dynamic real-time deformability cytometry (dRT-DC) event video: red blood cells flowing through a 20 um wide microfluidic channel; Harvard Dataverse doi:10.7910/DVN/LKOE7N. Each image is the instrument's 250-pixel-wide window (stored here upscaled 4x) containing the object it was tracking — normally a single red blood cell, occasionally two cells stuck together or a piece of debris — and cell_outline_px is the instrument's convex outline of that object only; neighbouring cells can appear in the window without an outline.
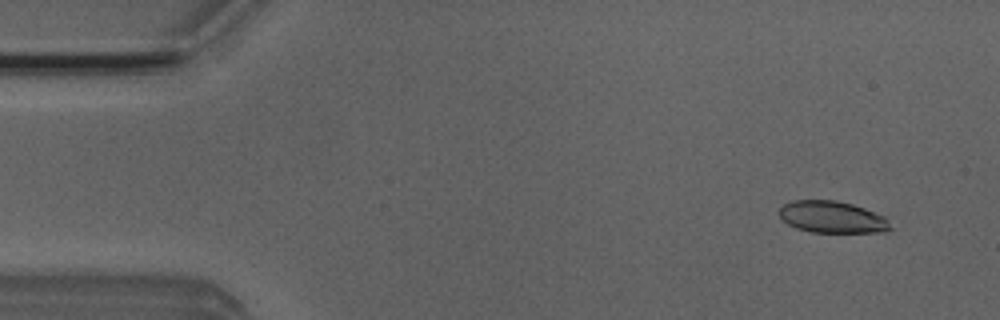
{"species": "Egyptian fruit bat (a non-hibernating species)", "species_latin": "Rousettus aegyptiacus", "temperature_condition": "room temperature", "stored_images_in_passage": 52, "camera_frame_rate_fps": 3000, "um_per_image_px": 0.085, "animal": {"sex": "male"}, "frame": {"image": 1, "passage_image": 4, "time_ms": 1.0, "image_size_px": [1000, 320], "cell_outline_px": [[892, 228], [884, 232], [812, 232], [796, 228], [780, 220], [780, 208], [784, 204], [796, 200], [836, 200], [852, 204], [864, 208], [884, 216], [888, 220]], "centroid_in_image_um": [70.73, 18.45], "position_along_channel_um": 14.3, "area_um2": 20.58}}
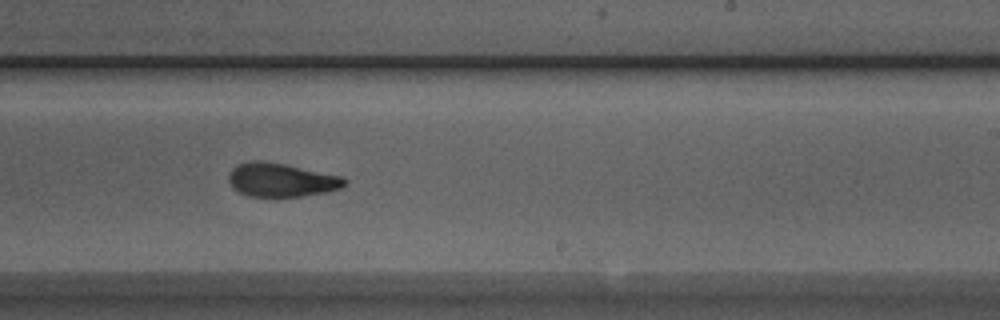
{"frame": {"image": 2, "passage_image": 31, "time_ms": 10.0, "image_size_px": [1000, 320], "cell_outline_px": [[348, 180], [340, 188], [328, 192], [304, 196], [248, 196], [232, 188], [228, 180], [228, 176], [232, 168], [236, 164], [248, 160], [260, 160], [284, 164], [340, 176]], "centroid_in_image_um": [23.86, 15.29], "position_along_channel_um": 265.1, "area_um2": 22.72}}
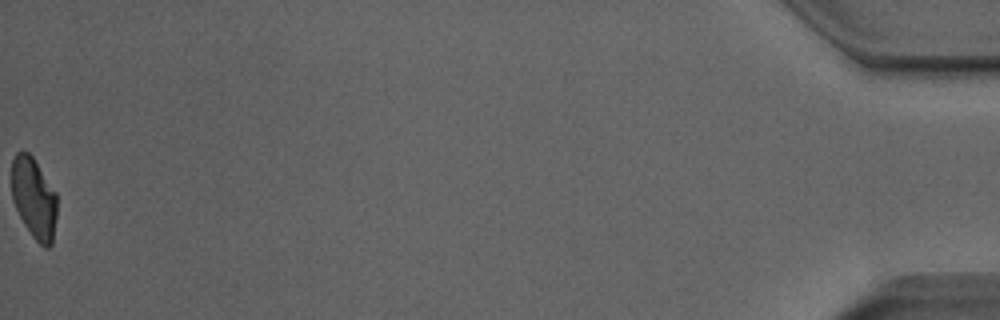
{"frame": {"image": 3, "passage_image": 52, "time_ms": 17.0, "image_size_px": [1000, 320], "cell_outline_px": [[56, 216], [52, 244], [48, 248], [44, 248], [32, 236], [24, 224], [12, 200], [12, 160], [16, 152], [28, 152], [32, 156], [56, 192]], "centroid_in_image_um": [2.88, 16.85], "position_along_channel_um": 432.3, "area_um2": 21.27}, "authors_computed_cell_mechanics": {"area_um2": 22.7443, "velocity_mm_per_s": 3.9448, "shape_relaxation_time_tau1_ms": 6.8954, "shape_relaxation_time_tau2_ms": 1.9185, "deformation_change_tau1": 0.1969, "deformation_change_tau2": 0.0839}}